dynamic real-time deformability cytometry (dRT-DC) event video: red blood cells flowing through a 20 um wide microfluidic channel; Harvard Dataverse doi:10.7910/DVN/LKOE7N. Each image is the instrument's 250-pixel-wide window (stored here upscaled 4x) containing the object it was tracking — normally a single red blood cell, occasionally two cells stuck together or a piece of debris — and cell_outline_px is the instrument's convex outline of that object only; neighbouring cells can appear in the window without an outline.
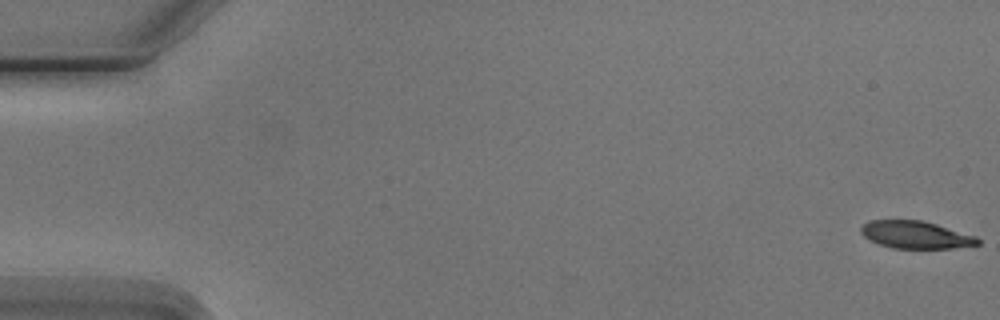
{"species": "Egyptian fruit bat (a non-hibernating species)", "species_latin": "Rousettus aegyptiacus", "temperature_condition": "cold", "stored_images_in_passage": 5, "camera_frame_rate_fps": 3000, "um_per_image_px": 0.085, "animal": {"sex": "male"}, "frame": {"image": 1, "passage_image": 1, "time_ms": 0.0, "image_size_px": [1000, 320], "cell_outline_px": [[980, 244], [952, 248], [892, 248], [868, 240], [860, 232], [860, 228], [868, 220], [920, 220], [936, 224], [976, 236], [980, 240]], "centroid_in_image_um": [77.81, 19.95], "position_along_channel_um": 7.2, "area_um2": 18.61}}
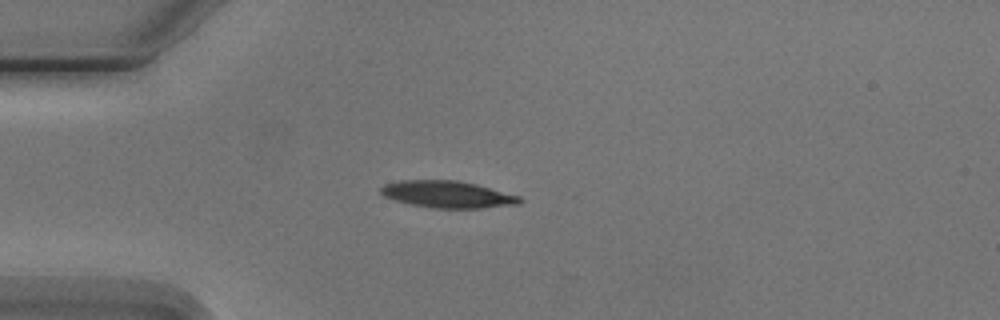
{"frame": {"image": 2, "passage_image": 5, "time_ms": 4.667, "image_size_px": [1000, 320], "cell_outline_px": [[524, 200], [520, 204], [480, 208], [432, 208], [408, 204], [384, 196], [380, 192], [380, 188], [384, 184], [400, 180], [456, 180], [476, 184], [520, 196]], "centroid_in_image_um": [38.04, 16.52], "position_along_channel_um": 47.0, "area_um2": 21.85}}